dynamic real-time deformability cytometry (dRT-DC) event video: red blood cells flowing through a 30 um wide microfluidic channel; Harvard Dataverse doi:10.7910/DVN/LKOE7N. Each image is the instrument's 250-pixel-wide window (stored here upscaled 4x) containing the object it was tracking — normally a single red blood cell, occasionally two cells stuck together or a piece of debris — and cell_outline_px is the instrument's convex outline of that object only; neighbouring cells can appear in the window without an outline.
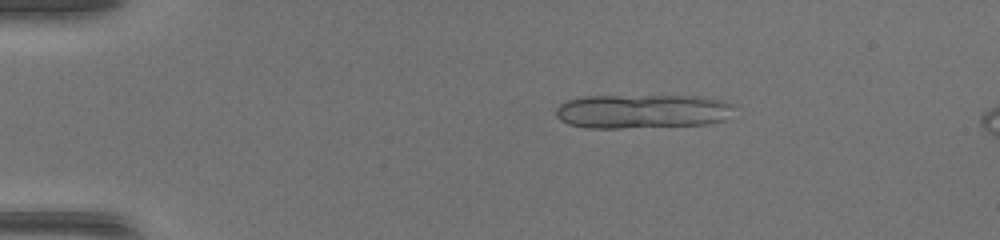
{"species": "common noctule bat (a hibernating species)", "species_latin": "Nyctalus noctula", "temperature_condition": "warm", "stored_images_in_passage": 39, "segment_of_instrument_passage": [1, 2], "camera_frame_rate_fps": 3000, "um_per_image_px": 0.085, "animal": {"sex": "female", "body_mass_g": 17.0, "forearm_length_mm": 48.0}, "frame": {"image": 1, "passage_image": 1, "time_ms": 0.0, "image_size_px": [1000, 240], "cell_outline_px": [[728, 104], [720, 120], [704, 124], [616, 128], [592, 128], [572, 124], [560, 120], [556, 116], [556, 108], [560, 104], [568, 100], [584, 96], [696, 96], [720, 100]], "centroid_in_image_um": [54.4, 9.45], "position_along_channel_um": 30.6, "area_um2": 34.22}}